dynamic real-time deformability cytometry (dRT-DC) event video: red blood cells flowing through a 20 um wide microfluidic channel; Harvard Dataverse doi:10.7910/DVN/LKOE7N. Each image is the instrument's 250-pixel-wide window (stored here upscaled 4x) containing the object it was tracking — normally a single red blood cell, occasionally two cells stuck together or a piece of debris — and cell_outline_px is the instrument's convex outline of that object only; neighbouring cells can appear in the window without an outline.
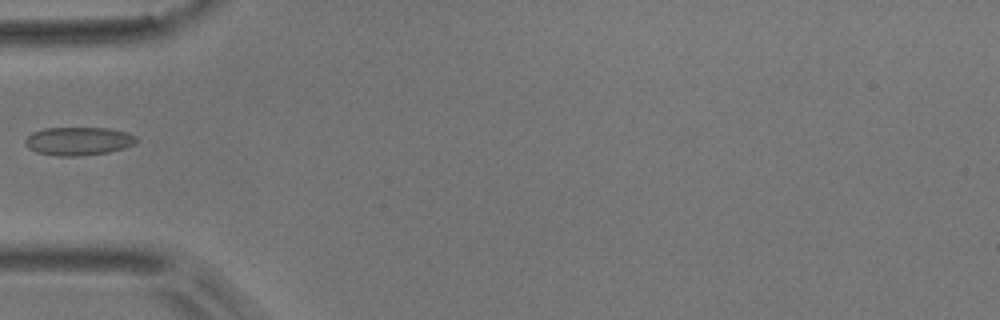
{"species": "common noctule bat (a hibernating species)", "species_latin": "Nyctalus noctula", "temperature_condition": "room temperature", "stored_images_in_passage": 5, "camera_frame_rate_fps": 3000, "um_per_image_px": 0.085, "animal": {"sex": "male", "body_mass_g": 17.9}, "frame": {"image": 1, "passage_image": 4, "time_ms": 1.0, "image_size_px": [1000, 320], "cell_outline_px": [[136, 144], [124, 148], [108, 152], [80, 156], [56, 156], [36, 152], [28, 148], [24, 144], [24, 140], [32, 132], [44, 128], [108, 128], [124, 132], [136, 136]], "centroid_in_image_um": [6.63, 12.0], "position_along_channel_um": 78.4, "area_um2": 18.38}}
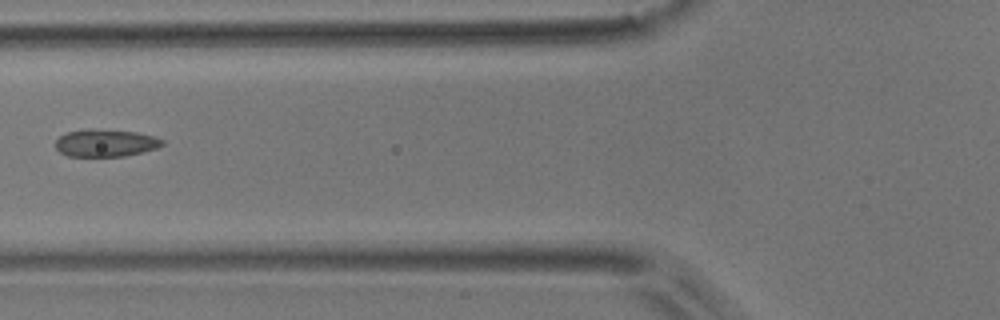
{"frame": {"image": 2, "passage_image": 5, "time_ms": 1.333, "image_size_px": [1000, 320], "cell_outline_px": [[164, 144], [156, 148], [124, 156], [68, 156], [60, 152], [56, 148], [56, 140], [60, 136], [68, 132], [88, 128], [92, 128], [136, 132], [152, 136], [164, 140]], "centroid_in_image_um": [8.95, 12.14], "position_along_channel_um": 116.8, "area_um2": 16.94}}